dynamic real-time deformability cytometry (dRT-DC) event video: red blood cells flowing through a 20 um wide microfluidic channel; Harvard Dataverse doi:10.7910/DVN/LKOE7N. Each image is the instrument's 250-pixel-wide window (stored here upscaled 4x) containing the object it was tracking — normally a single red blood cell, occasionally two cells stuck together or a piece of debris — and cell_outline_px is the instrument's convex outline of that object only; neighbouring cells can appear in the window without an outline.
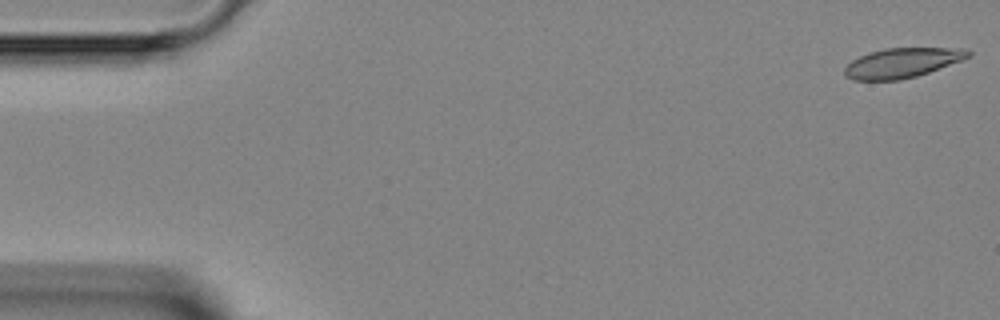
{"species": "Egyptian fruit bat (a non-hibernating species)", "species_latin": "Rousettus aegyptiacus", "temperature_condition": "room temperature", "stored_images_in_passage": 5, "camera_frame_rate_fps": 3000, "um_per_image_px": 0.085, "animal": {"sex": "female"}, "frame": {"image": 1, "passage_image": 1, "time_ms": 0.0, "image_size_px": [1000, 320], "cell_outline_px": [[972, 56], [928, 72], [916, 76], [900, 80], [852, 80], [844, 76], [844, 68], [852, 60], [868, 52], [884, 48], [964, 48], [972, 52]], "centroid_in_image_um": [76.66, 5.34], "position_along_channel_um": 8.3, "area_um2": 21.44}}